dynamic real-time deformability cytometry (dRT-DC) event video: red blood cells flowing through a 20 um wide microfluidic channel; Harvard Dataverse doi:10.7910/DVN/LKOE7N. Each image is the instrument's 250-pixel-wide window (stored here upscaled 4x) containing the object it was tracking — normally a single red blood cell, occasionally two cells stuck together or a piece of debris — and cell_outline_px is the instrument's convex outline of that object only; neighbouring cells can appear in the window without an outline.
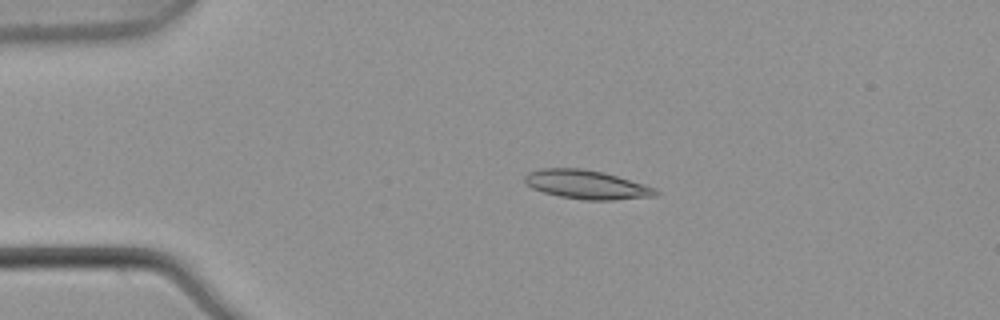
{"species": "common noctule bat (a hibernating species)", "species_latin": "Nyctalus noctula", "temperature_condition": "warm", "stored_images_in_passage": 5, "camera_frame_rate_fps": 3000, "um_per_image_px": 0.085, "animal": {"sex": "male", "body_mass_g": 21.5, "forearm_length_mm": 52.0}, "frame": {"image": 1, "passage_image": 4, "time_ms": 1.0, "image_size_px": [1000, 320], "cell_outline_px": [[660, 192], [656, 196], [612, 200], [584, 200], [560, 196], [544, 192], [532, 188], [524, 184], [524, 176], [528, 172], [540, 168], [580, 168], [604, 172], [644, 184], [656, 188]], "centroid_in_image_um": [49.85, 15.68], "position_along_channel_um": 35.2, "area_um2": 22.14}}